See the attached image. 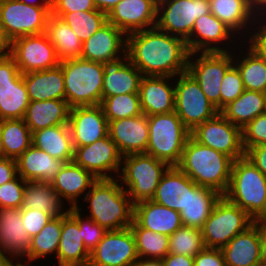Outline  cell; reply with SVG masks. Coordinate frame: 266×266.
I'll use <instances>...</instances> for the list:
<instances>
[{
    "mask_svg": "<svg viewBox=\"0 0 266 266\" xmlns=\"http://www.w3.org/2000/svg\"><path fill=\"white\" fill-rule=\"evenodd\" d=\"M30 240L21 208H0V257L18 262L27 254Z\"/></svg>",
    "mask_w": 266,
    "mask_h": 266,
    "instance_id": "obj_21",
    "label": "cell"
},
{
    "mask_svg": "<svg viewBox=\"0 0 266 266\" xmlns=\"http://www.w3.org/2000/svg\"><path fill=\"white\" fill-rule=\"evenodd\" d=\"M170 166L146 153L122 156L117 177L133 204L151 200L163 174Z\"/></svg>",
    "mask_w": 266,
    "mask_h": 266,
    "instance_id": "obj_5",
    "label": "cell"
},
{
    "mask_svg": "<svg viewBox=\"0 0 266 266\" xmlns=\"http://www.w3.org/2000/svg\"><path fill=\"white\" fill-rule=\"evenodd\" d=\"M17 1L36 7H51V0H40L38 2L37 0H17Z\"/></svg>",
    "mask_w": 266,
    "mask_h": 266,
    "instance_id": "obj_63",
    "label": "cell"
},
{
    "mask_svg": "<svg viewBox=\"0 0 266 266\" xmlns=\"http://www.w3.org/2000/svg\"><path fill=\"white\" fill-rule=\"evenodd\" d=\"M81 199L89 203L86 216L107 231L128 228L133 222L134 204L117 178L98 179Z\"/></svg>",
    "mask_w": 266,
    "mask_h": 266,
    "instance_id": "obj_2",
    "label": "cell"
},
{
    "mask_svg": "<svg viewBox=\"0 0 266 266\" xmlns=\"http://www.w3.org/2000/svg\"><path fill=\"white\" fill-rule=\"evenodd\" d=\"M233 161L190 135L177 167L197 185L215 189L223 195L229 185Z\"/></svg>",
    "mask_w": 266,
    "mask_h": 266,
    "instance_id": "obj_3",
    "label": "cell"
},
{
    "mask_svg": "<svg viewBox=\"0 0 266 266\" xmlns=\"http://www.w3.org/2000/svg\"><path fill=\"white\" fill-rule=\"evenodd\" d=\"M221 196L215 189L199 186L188 177V201L180 211L182 225L201 230Z\"/></svg>",
    "mask_w": 266,
    "mask_h": 266,
    "instance_id": "obj_28",
    "label": "cell"
},
{
    "mask_svg": "<svg viewBox=\"0 0 266 266\" xmlns=\"http://www.w3.org/2000/svg\"><path fill=\"white\" fill-rule=\"evenodd\" d=\"M68 125L74 148L93 144L109 133V123L101 105L72 107Z\"/></svg>",
    "mask_w": 266,
    "mask_h": 266,
    "instance_id": "obj_19",
    "label": "cell"
},
{
    "mask_svg": "<svg viewBox=\"0 0 266 266\" xmlns=\"http://www.w3.org/2000/svg\"><path fill=\"white\" fill-rule=\"evenodd\" d=\"M151 200L180 213L188 201V176L177 166H170Z\"/></svg>",
    "mask_w": 266,
    "mask_h": 266,
    "instance_id": "obj_34",
    "label": "cell"
},
{
    "mask_svg": "<svg viewBox=\"0 0 266 266\" xmlns=\"http://www.w3.org/2000/svg\"><path fill=\"white\" fill-rule=\"evenodd\" d=\"M163 266H194V257L168 253L161 259Z\"/></svg>",
    "mask_w": 266,
    "mask_h": 266,
    "instance_id": "obj_58",
    "label": "cell"
},
{
    "mask_svg": "<svg viewBox=\"0 0 266 266\" xmlns=\"http://www.w3.org/2000/svg\"><path fill=\"white\" fill-rule=\"evenodd\" d=\"M139 258L163 259L169 253V236L140 227L134 220L130 225Z\"/></svg>",
    "mask_w": 266,
    "mask_h": 266,
    "instance_id": "obj_42",
    "label": "cell"
},
{
    "mask_svg": "<svg viewBox=\"0 0 266 266\" xmlns=\"http://www.w3.org/2000/svg\"><path fill=\"white\" fill-rule=\"evenodd\" d=\"M126 53L143 76L168 77L186 72L190 55L185 40L157 27L128 34Z\"/></svg>",
    "mask_w": 266,
    "mask_h": 266,
    "instance_id": "obj_1",
    "label": "cell"
},
{
    "mask_svg": "<svg viewBox=\"0 0 266 266\" xmlns=\"http://www.w3.org/2000/svg\"><path fill=\"white\" fill-rule=\"evenodd\" d=\"M170 80L173 81L170 83ZM174 81L175 77L142 76L139 85V97L143 114L151 116L175 111Z\"/></svg>",
    "mask_w": 266,
    "mask_h": 266,
    "instance_id": "obj_24",
    "label": "cell"
},
{
    "mask_svg": "<svg viewBox=\"0 0 266 266\" xmlns=\"http://www.w3.org/2000/svg\"><path fill=\"white\" fill-rule=\"evenodd\" d=\"M13 266H28V265H26L24 262H22V263L15 262V264Z\"/></svg>",
    "mask_w": 266,
    "mask_h": 266,
    "instance_id": "obj_68",
    "label": "cell"
},
{
    "mask_svg": "<svg viewBox=\"0 0 266 266\" xmlns=\"http://www.w3.org/2000/svg\"><path fill=\"white\" fill-rule=\"evenodd\" d=\"M92 10H96L92 0H51V14L56 17L67 12Z\"/></svg>",
    "mask_w": 266,
    "mask_h": 266,
    "instance_id": "obj_52",
    "label": "cell"
},
{
    "mask_svg": "<svg viewBox=\"0 0 266 266\" xmlns=\"http://www.w3.org/2000/svg\"><path fill=\"white\" fill-rule=\"evenodd\" d=\"M11 40L7 37L3 25L0 22V58H4L10 55Z\"/></svg>",
    "mask_w": 266,
    "mask_h": 266,
    "instance_id": "obj_59",
    "label": "cell"
},
{
    "mask_svg": "<svg viewBox=\"0 0 266 266\" xmlns=\"http://www.w3.org/2000/svg\"><path fill=\"white\" fill-rule=\"evenodd\" d=\"M245 157L266 176V145H257L245 152Z\"/></svg>",
    "mask_w": 266,
    "mask_h": 266,
    "instance_id": "obj_56",
    "label": "cell"
},
{
    "mask_svg": "<svg viewBox=\"0 0 266 266\" xmlns=\"http://www.w3.org/2000/svg\"><path fill=\"white\" fill-rule=\"evenodd\" d=\"M108 134L122 156L146 153L149 141L147 116L141 114L110 121Z\"/></svg>",
    "mask_w": 266,
    "mask_h": 266,
    "instance_id": "obj_22",
    "label": "cell"
},
{
    "mask_svg": "<svg viewBox=\"0 0 266 266\" xmlns=\"http://www.w3.org/2000/svg\"><path fill=\"white\" fill-rule=\"evenodd\" d=\"M78 222L68 213L62 216V230L56 264L58 266H87L90 253L81 237Z\"/></svg>",
    "mask_w": 266,
    "mask_h": 266,
    "instance_id": "obj_31",
    "label": "cell"
},
{
    "mask_svg": "<svg viewBox=\"0 0 266 266\" xmlns=\"http://www.w3.org/2000/svg\"><path fill=\"white\" fill-rule=\"evenodd\" d=\"M21 216L30 238L37 235L53 216L39 210L21 208Z\"/></svg>",
    "mask_w": 266,
    "mask_h": 266,
    "instance_id": "obj_51",
    "label": "cell"
},
{
    "mask_svg": "<svg viewBox=\"0 0 266 266\" xmlns=\"http://www.w3.org/2000/svg\"><path fill=\"white\" fill-rule=\"evenodd\" d=\"M30 103L23 74L0 95V121L23 119Z\"/></svg>",
    "mask_w": 266,
    "mask_h": 266,
    "instance_id": "obj_43",
    "label": "cell"
},
{
    "mask_svg": "<svg viewBox=\"0 0 266 266\" xmlns=\"http://www.w3.org/2000/svg\"><path fill=\"white\" fill-rule=\"evenodd\" d=\"M17 261H14L12 259L6 258V257H0V266H13Z\"/></svg>",
    "mask_w": 266,
    "mask_h": 266,
    "instance_id": "obj_65",
    "label": "cell"
},
{
    "mask_svg": "<svg viewBox=\"0 0 266 266\" xmlns=\"http://www.w3.org/2000/svg\"><path fill=\"white\" fill-rule=\"evenodd\" d=\"M260 258L261 263L266 264V225L261 224V240H260Z\"/></svg>",
    "mask_w": 266,
    "mask_h": 266,
    "instance_id": "obj_61",
    "label": "cell"
},
{
    "mask_svg": "<svg viewBox=\"0 0 266 266\" xmlns=\"http://www.w3.org/2000/svg\"><path fill=\"white\" fill-rule=\"evenodd\" d=\"M209 6L211 13L239 35L243 44L250 39L257 16L256 0H209Z\"/></svg>",
    "mask_w": 266,
    "mask_h": 266,
    "instance_id": "obj_23",
    "label": "cell"
},
{
    "mask_svg": "<svg viewBox=\"0 0 266 266\" xmlns=\"http://www.w3.org/2000/svg\"><path fill=\"white\" fill-rule=\"evenodd\" d=\"M51 7H36L17 0L0 2V22L12 41L21 36L46 33Z\"/></svg>",
    "mask_w": 266,
    "mask_h": 266,
    "instance_id": "obj_12",
    "label": "cell"
},
{
    "mask_svg": "<svg viewBox=\"0 0 266 266\" xmlns=\"http://www.w3.org/2000/svg\"><path fill=\"white\" fill-rule=\"evenodd\" d=\"M102 101L110 96L139 93L141 72L129 61L128 54L103 63Z\"/></svg>",
    "mask_w": 266,
    "mask_h": 266,
    "instance_id": "obj_25",
    "label": "cell"
},
{
    "mask_svg": "<svg viewBox=\"0 0 266 266\" xmlns=\"http://www.w3.org/2000/svg\"><path fill=\"white\" fill-rule=\"evenodd\" d=\"M158 0H120L107 14V22L128 34L156 27Z\"/></svg>",
    "mask_w": 266,
    "mask_h": 266,
    "instance_id": "obj_18",
    "label": "cell"
},
{
    "mask_svg": "<svg viewBox=\"0 0 266 266\" xmlns=\"http://www.w3.org/2000/svg\"><path fill=\"white\" fill-rule=\"evenodd\" d=\"M70 109L66 100L30 101L23 120L31 132L51 126L68 125Z\"/></svg>",
    "mask_w": 266,
    "mask_h": 266,
    "instance_id": "obj_32",
    "label": "cell"
},
{
    "mask_svg": "<svg viewBox=\"0 0 266 266\" xmlns=\"http://www.w3.org/2000/svg\"><path fill=\"white\" fill-rule=\"evenodd\" d=\"M17 175L25 181L50 182L60 172L64 161L53 158L31 145L17 159Z\"/></svg>",
    "mask_w": 266,
    "mask_h": 266,
    "instance_id": "obj_30",
    "label": "cell"
},
{
    "mask_svg": "<svg viewBox=\"0 0 266 266\" xmlns=\"http://www.w3.org/2000/svg\"><path fill=\"white\" fill-rule=\"evenodd\" d=\"M60 18L72 28L82 43L107 23V14L98 9L67 12L63 13Z\"/></svg>",
    "mask_w": 266,
    "mask_h": 266,
    "instance_id": "obj_44",
    "label": "cell"
},
{
    "mask_svg": "<svg viewBox=\"0 0 266 266\" xmlns=\"http://www.w3.org/2000/svg\"><path fill=\"white\" fill-rule=\"evenodd\" d=\"M101 106L108 123L110 121L143 114L139 93L120 94L107 97L101 102Z\"/></svg>",
    "mask_w": 266,
    "mask_h": 266,
    "instance_id": "obj_45",
    "label": "cell"
},
{
    "mask_svg": "<svg viewBox=\"0 0 266 266\" xmlns=\"http://www.w3.org/2000/svg\"><path fill=\"white\" fill-rule=\"evenodd\" d=\"M0 132L5 158L16 160L32 145V132L23 119L1 120Z\"/></svg>",
    "mask_w": 266,
    "mask_h": 266,
    "instance_id": "obj_41",
    "label": "cell"
},
{
    "mask_svg": "<svg viewBox=\"0 0 266 266\" xmlns=\"http://www.w3.org/2000/svg\"><path fill=\"white\" fill-rule=\"evenodd\" d=\"M97 180L91 172L70 161L63 165L51 185L69 207H77L80 197L84 198V193L86 194Z\"/></svg>",
    "mask_w": 266,
    "mask_h": 266,
    "instance_id": "obj_26",
    "label": "cell"
},
{
    "mask_svg": "<svg viewBox=\"0 0 266 266\" xmlns=\"http://www.w3.org/2000/svg\"><path fill=\"white\" fill-rule=\"evenodd\" d=\"M64 75L65 100L68 105H101L104 77L103 63L73 58L60 61Z\"/></svg>",
    "mask_w": 266,
    "mask_h": 266,
    "instance_id": "obj_4",
    "label": "cell"
},
{
    "mask_svg": "<svg viewBox=\"0 0 266 266\" xmlns=\"http://www.w3.org/2000/svg\"><path fill=\"white\" fill-rule=\"evenodd\" d=\"M257 266H266V264L260 262Z\"/></svg>",
    "mask_w": 266,
    "mask_h": 266,
    "instance_id": "obj_70",
    "label": "cell"
},
{
    "mask_svg": "<svg viewBox=\"0 0 266 266\" xmlns=\"http://www.w3.org/2000/svg\"><path fill=\"white\" fill-rule=\"evenodd\" d=\"M133 266H163L161 259L139 258Z\"/></svg>",
    "mask_w": 266,
    "mask_h": 266,
    "instance_id": "obj_62",
    "label": "cell"
},
{
    "mask_svg": "<svg viewBox=\"0 0 266 266\" xmlns=\"http://www.w3.org/2000/svg\"><path fill=\"white\" fill-rule=\"evenodd\" d=\"M133 220L142 228L170 236L182 226L180 213L152 200L134 204Z\"/></svg>",
    "mask_w": 266,
    "mask_h": 266,
    "instance_id": "obj_29",
    "label": "cell"
},
{
    "mask_svg": "<svg viewBox=\"0 0 266 266\" xmlns=\"http://www.w3.org/2000/svg\"><path fill=\"white\" fill-rule=\"evenodd\" d=\"M209 13V0H158L156 27L186 41L195 20Z\"/></svg>",
    "mask_w": 266,
    "mask_h": 266,
    "instance_id": "obj_11",
    "label": "cell"
},
{
    "mask_svg": "<svg viewBox=\"0 0 266 266\" xmlns=\"http://www.w3.org/2000/svg\"><path fill=\"white\" fill-rule=\"evenodd\" d=\"M149 141L146 154L177 166L191 132L185 127L175 111L147 116Z\"/></svg>",
    "mask_w": 266,
    "mask_h": 266,
    "instance_id": "obj_7",
    "label": "cell"
},
{
    "mask_svg": "<svg viewBox=\"0 0 266 266\" xmlns=\"http://www.w3.org/2000/svg\"><path fill=\"white\" fill-rule=\"evenodd\" d=\"M10 56L22 74L47 70L60 64L55 47L46 33L12 40Z\"/></svg>",
    "mask_w": 266,
    "mask_h": 266,
    "instance_id": "obj_14",
    "label": "cell"
},
{
    "mask_svg": "<svg viewBox=\"0 0 266 266\" xmlns=\"http://www.w3.org/2000/svg\"><path fill=\"white\" fill-rule=\"evenodd\" d=\"M253 29L248 42L266 58V16L257 15Z\"/></svg>",
    "mask_w": 266,
    "mask_h": 266,
    "instance_id": "obj_55",
    "label": "cell"
},
{
    "mask_svg": "<svg viewBox=\"0 0 266 266\" xmlns=\"http://www.w3.org/2000/svg\"><path fill=\"white\" fill-rule=\"evenodd\" d=\"M245 41L244 50H239L238 53L244 52V54H234L235 49L239 48V44L233 46V64L238 68L241 78L245 87V90L266 92V58L249 42ZM235 46H237L235 48ZM244 56V57H243ZM236 57V58H235Z\"/></svg>",
    "mask_w": 266,
    "mask_h": 266,
    "instance_id": "obj_35",
    "label": "cell"
},
{
    "mask_svg": "<svg viewBox=\"0 0 266 266\" xmlns=\"http://www.w3.org/2000/svg\"><path fill=\"white\" fill-rule=\"evenodd\" d=\"M30 101L65 100L64 75L61 65L23 74Z\"/></svg>",
    "mask_w": 266,
    "mask_h": 266,
    "instance_id": "obj_33",
    "label": "cell"
},
{
    "mask_svg": "<svg viewBox=\"0 0 266 266\" xmlns=\"http://www.w3.org/2000/svg\"><path fill=\"white\" fill-rule=\"evenodd\" d=\"M254 223L255 220L245 210L222 195L201 229L204 245L221 249Z\"/></svg>",
    "mask_w": 266,
    "mask_h": 266,
    "instance_id": "obj_8",
    "label": "cell"
},
{
    "mask_svg": "<svg viewBox=\"0 0 266 266\" xmlns=\"http://www.w3.org/2000/svg\"><path fill=\"white\" fill-rule=\"evenodd\" d=\"M238 38L239 36H237L227 25L215 15L209 13L202 15L195 20L191 34L186 40V43L190 53L229 52L232 51L233 48H231V50L227 48L230 46L232 47L234 43L238 44V41L241 40ZM228 41L232 43L231 45L229 43V47H227ZM223 42H225V44H223Z\"/></svg>",
    "mask_w": 266,
    "mask_h": 266,
    "instance_id": "obj_17",
    "label": "cell"
},
{
    "mask_svg": "<svg viewBox=\"0 0 266 266\" xmlns=\"http://www.w3.org/2000/svg\"><path fill=\"white\" fill-rule=\"evenodd\" d=\"M261 224L254 223L221 248L226 266H257L260 258Z\"/></svg>",
    "mask_w": 266,
    "mask_h": 266,
    "instance_id": "obj_27",
    "label": "cell"
},
{
    "mask_svg": "<svg viewBox=\"0 0 266 266\" xmlns=\"http://www.w3.org/2000/svg\"><path fill=\"white\" fill-rule=\"evenodd\" d=\"M73 161L97 179H114L120 173L122 155L108 134L93 144L75 147Z\"/></svg>",
    "mask_w": 266,
    "mask_h": 266,
    "instance_id": "obj_15",
    "label": "cell"
},
{
    "mask_svg": "<svg viewBox=\"0 0 266 266\" xmlns=\"http://www.w3.org/2000/svg\"><path fill=\"white\" fill-rule=\"evenodd\" d=\"M223 196L256 220L265 209L266 176L246 157L236 159Z\"/></svg>",
    "mask_w": 266,
    "mask_h": 266,
    "instance_id": "obj_6",
    "label": "cell"
},
{
    "mask_svg": "<svg viewBox=\"0 0 266 266\" xmlns=\"http://www.w3.org/2000/svg\"><path fill=\"white\" fill-rule=\"evenodd\" d=\"M245 152L257 145H266V113L257 116L242 129Z\"/></svg>",
    "mask_w": 266,
    "mask_h": 266,
    "instance_id": "obj_50",
    "label": "cell"
},
{
    "mask_svg": "<svg viewBox=\"0 0 266 266\" xmlns=\"http://www.w3.org/2000/svg\"><path fill=\"white\" fill-rule=\"evenodd\" d=\"M96 9L108 14L120 0H92Z\"/></svg>",
    "mask_w": 266,
    "mask_h": 266,
    "instance_id": "obj_60",
    "label": "cell"
},
{
    "mask_svg": "<svg viewBox=\"0 0 266 266\" xmlns=\"http://www.w3.org/2000/svg\"><path fill=\"white\" fill-rule=\"evenodd\" d=\"M2 158H5V150L3 147L1 132H0V159H2Z\"/></svg>",
    "mask_w": 266,
    "mask_h": 266,
    "instance_id": "obj_67",
    "label": "cell"
},
{
    "mask_svg": "<svg viewBox=\"0 0 266 266\" xmlns=\"http://www.w3.org/2000/svg\"><path fill=\"white\" fill-rule=\"evenodd\" d=\"M175 80V112L190 132L219 113L188 71Z\"/></svg>",
    "mask_w": 266,
    "mask_h": 266,
    "instance_id": "obj_9",
    "label": "cell"
},
{
    "mask_svg": "<svg viewBox=\"0 0 266 266\" xmlns=\"http://www.w3.org/2000/svg\"><path fill=\"white\" fill-rule=\"evenodd\" d=\"M233 52L190 53L187 71L195 78L208 100L220 112V86L233 65ZM198 55V56H196ZM194 57V58H193Z\"/></svg>",
    "mask_w": 266,
    "mask_h": 266,
    "instance_id": "obj_10",
    "label": "cell"
},
{
    "mask_svg": "<svg viewBox=\"0 0 266 266\" xmlns=\"http://www.w3.org/2000/svg\"><path fill=\"white\" fill-rule=\"evenodd\" d=\"M220 113L232 124L243 129L257 116L265 113V95L263 92L245 90Z\"/></svg>",
    "mask_w": 266,
    "mask_h": 266,
    "instance_id": "obj_38",
    "label": "cell"
},
{
    "mask_svg": "<svg viewBox=\"0 0 266 266\" xmlns=\"http://www.w3.org/2000/svg\"><path fill=\"white\" fill-rule=\"evenodd\" d=\"M82 207L83 206L80 207V205L77 207H70L69 214L78 222L79 229H81L82 240L87 251L90 253L103 239L107 230L98 223H95L88 216L84 217L82 214Z\"/></svg>",
    "mask_w": 266,
    "mask_h": 266,
    "instance_id": "obj_47",
    "label": "cell"
},
{
    "mask_svg": "<svg viewBox=\"0 0 266 266\" xmlns=\"http://www.w3.org/2000/svg\"><path fill=\"white\" fill-rule=\"evenodd\" d=\"M126 47L127 36L107 22L82 43L80 58L100 63L113 61L126 54Z\"/></svg>",
    "mask_w": 266,
    "mask_h": 266,
    "instance_id": "obj_20",
    "label": "cell"
},
{
    "mask_svg": "<svg viewBox=\"0 0 266 266\" xmlns=\"http://www.w3.org/2000/svg\"><path fill=\"white\" fill-rule=\"evenodd\" d=\"M64 200L54 190L50 182L26 181L23 205L21 208L43 211L53 217L65 216L69 208Z\"/></svg>",
    "mask_w": 266,
    "mask_h": 266,
    "instance_id": "obj_36",
    "label": "cell"
},
{
    "mask_svg": "<svg viewBox=\"0 0 266 266\" xmlns=\"http://www.w3.org/2000/svg\"><path fill=\"white\" fill-rule=\"evenodd\" d=\"M194 266H226L219 248H204L194 257Z\"/></svg>",
    "mask_w": 266,
    "mask_h": 266,
    "instance_id": "obj_54",
    "label": "cell"
},
{
    "mask_svg": "<svg viewBox=\"0 0 266 266\" xmlns=\"http://www.w3.org/2000/svg\"><path fill=\"white\" fill-rule=\"evenodd\" d=\"M17 176V162L11 158L0 159V185L13 180Z\"/></svg>",
    "mask_w": 266,
    "mask_h": 266,
    "instance_id": "obj_57",
    "label": "cell"
},
{
    "mask_svg": "<svg viewBox=\"0 0 266 266\" xmlns=\"http://www.w3.org/2000/svg\"><path fill=\"white\" fill-rule=\"evenodd\" d=\"M256 223L266 225V204L264 212L255 220Z\"/></svg>",
    "mask_w": 266,
    "mask_h": 266,
    "instance_id": "obj_66",
    "label": "cell"
},
{
    "mask_svg": "<svg viewBox=\"0 0 266 266\" xmlns=\"http://www.w3.org/2000/svg\"><path fill=\"white\" fill-rule=\"evenodd\" d=\"M204 248L200 229L182 225L169 236V253L195 257Z\"/></svg>",
    "mask_w": 266,
    "mask_h": 266,
    "instance_id": "obj_46",
    "label": "cell"
},
{
    "mask_svg": "<svg viewBox=\"0 0 266 266\" xmlns=\"http://www.w3.org/2000/svg\"><path fill=\"white\" fill-rule=\"evenodd\" d=\"M22 73L15 64L14 59L9 55L0 58V95L12 86Z\"/></svg>",
    "mask_w": 266,
    "mask_h": 266,
    "instance_id": "obj_53",
    "label": "cell"
},
{
    "mask_svg": "<svg viewBox=\"0 0 266 266\" xmlns=\"http://www.w3.org/2000/svg\"><path fill=\"white\" fill-rule=\"evenodd\" d=\"M265 95V113H266V92L264 93Z\"/></svg>",
    "mask_w": 266,
    "mask_h": 266,
    "instance_id": "obj_69",
    "label": "cell"
},
{
    "mask_svg": "<svg viewBox=\"0 0 266 266\" xmlns=\"http://www.w3.org/2000/svg\"><path fill=\"white\" fill-rule=\"evenodd\" d=\"M256 14L265 17L266 0H256Z\"/></svg>",
    "mask_w": 266,
    "mask_h": 266,
    "instance_id": "obj_64",
    "label": "cell"
},
{
    "mask_svg": "<svg viewBox=\"0 0 266 266\" xmlns=\"http://www.w3.org/2000/svg\"><path fill=\"white\" fill-rule=\"evenodd\" d=\"M62 230V216L53 217L44 228L30 240V246L27 254L20 260L26 259V265L30 266V262L46 256H55L58 251L60 235ZM55 254V255H54Z\"/></svg>",
    "mask_w": 266,
    "mask_h": 266,
    "instance_id": "obj_40",
    "label": "cell"
},
{
    "mask_svg": "<svg viewBox=\"0 0 266 266\" xmlns=\"http://www.w3.org/2000/svg\"><path fill=\"white\" fill-rule=\"evenodd\" d=\"M26 181L19 175L0 185V208H21Z\"/></svg>",
    "mask_w": 266,
    "mask_h": 266,
    "instance_id": "obj_49",
    "label": "cell"
},
{
    "mask_svg": "<svg viewBox=\"0 0 266 266\" xmlns=\"http://www.w3.org/2000/svg\"><path fill=\"white\" fill-rule=\"evenodd\" d=\"M139 259L130 227L109 230L90 252L87 266H133Z\"/></svg>",
    "mask_w": 266,
    "mask_h": 266,
    "instance_id": "obj_16",
    "label": "cell"
},
{
    "mask_svg": "<svg viewBox=\"0 0 266 266\" xmlns=\"http://www.w3.org/2000/svg\"><path fill=\"white\" fill-rule=\"evenodd\" d=\"M46 34L55 47L60 61L80 58L82 42L72 28L60 17L50 14L47 20Z\"/></svg>",
    "mask_w": 266,
    "mask_h": 266,
    "instance_id": "obj_39",
    "label": "cell"
},
{
    "mask_svg": "<svg viewBox=\"0 0 266 266\" xmlns=\"http://www.w3.org/2000/svg\"><path fill=\"white\" fill-rule=\"evenodd\" d=\"M245 87L238 68L233 64L225 73L220 86V111L237 99Z\"/></svg>",
    "mask_w": 266,
    "mask_h": 266,
    "instance_id": "obj_48",
    "label": "cell"
},
{
    "mask_svg": "<svg viewBox=\"0 0 266 266\" xmlns=\"http://www.w3.org/2000/svg\"><path fill=\"white\" fill-rule=\"evenodd\" d=\"M191 136L198 143L222 152L234 161L245 157L242 129L232 124L220 112L198 125L191 131Z\"/></svg>",
    "mask_w": 266,
    "mask_h": 266,
    "instance_id": "obj_13",
    "label": "cell"
},
{
    "mask_svg": "<svg viewBox=\"0 0 266 266\" xmlns=\"http://www.w3.org/2000/svg\"><path fill=\"white\" fill-rule=\"evenodd\" d=\"M32 145L61 161L74 158V147L69 125H57L32 132Z\"/></svg>",
    "mask_w": 266,
    "mask_h": 266,
    "instance_id": "obj_37",
    "label": "cell"
}]
</instances>
